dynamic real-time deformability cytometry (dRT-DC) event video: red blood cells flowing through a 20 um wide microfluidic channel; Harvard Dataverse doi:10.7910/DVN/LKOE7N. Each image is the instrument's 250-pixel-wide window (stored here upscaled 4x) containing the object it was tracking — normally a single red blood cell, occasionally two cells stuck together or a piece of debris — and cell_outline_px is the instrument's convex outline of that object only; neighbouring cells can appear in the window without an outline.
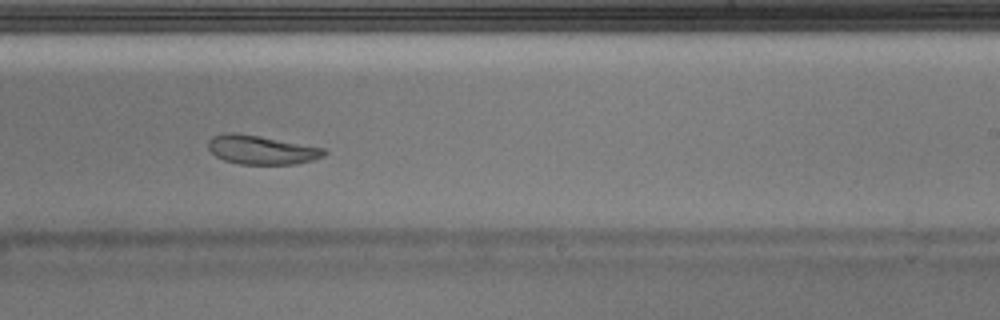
{"species": "Egyptian fruit bat (a non-hibernating species)", "species_latin": "Rousettus aegyptiacus", "temperature_condition": "warm", "stored_images_in_passage": 28, "camera_frame_rate_fps": 3000, "um_per_image_px": 0.085, "animal": {"sex": "male"}, "frame": {"image": 1, "passage_image": 16, "time_ms": 5.0, "image_size_px": [1000, 320], "cell_outline_px": [[328, 152], [324, 156], [312, 160], [296, 164], [240, 164], [224, 160], [216, 156], [208, 148], [208, 140], [212, 136], [224, 132], [236, 132], [260, 136], [324, 148]], "centroid_in_image_um": [22.2, 12.73], "position_along_channel_um": 266.8, "area_um2": 19.59}}